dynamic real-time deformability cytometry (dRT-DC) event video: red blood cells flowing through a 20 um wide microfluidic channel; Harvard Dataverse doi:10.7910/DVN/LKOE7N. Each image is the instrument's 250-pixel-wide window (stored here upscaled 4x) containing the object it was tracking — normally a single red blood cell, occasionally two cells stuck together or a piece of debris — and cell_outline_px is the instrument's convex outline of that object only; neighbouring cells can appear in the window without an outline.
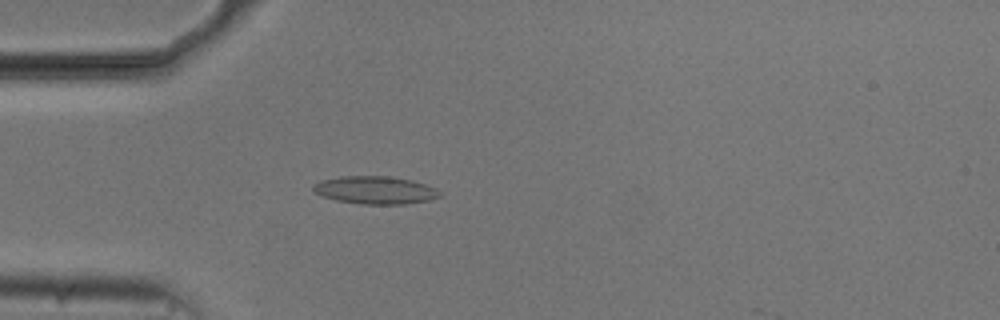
{"species": "common noctule bat (a hibernating species)", "species_latin": "Nyctalus noctula", "temperature_condition": "cold", "stored_images_in_passage": 52, "camera_frame_rate_fps": 3000, "um_per_image_px": 0.085, "animal": {"sex": "male", "body_mass_g": 20.5, "forearm_length_mm": 52.5}, "frame": {"image": 1, "passage_image": 14, "time_ms": 4.333, "image_size_px": [1000, 320], "cell_outline_px": [[440, 196], [428, 200], [404, 204], [360, 204], [336, 200], [320, 196], [312, 192], [312, 184], [320, 180], [340, 176], [388, 176], [412, 180], [436, 188], [440, 192]], "centroid_in_image_um": [31.82, 16.15], "position_along_channel_um": 53.2, "area_um2": 20.63}}
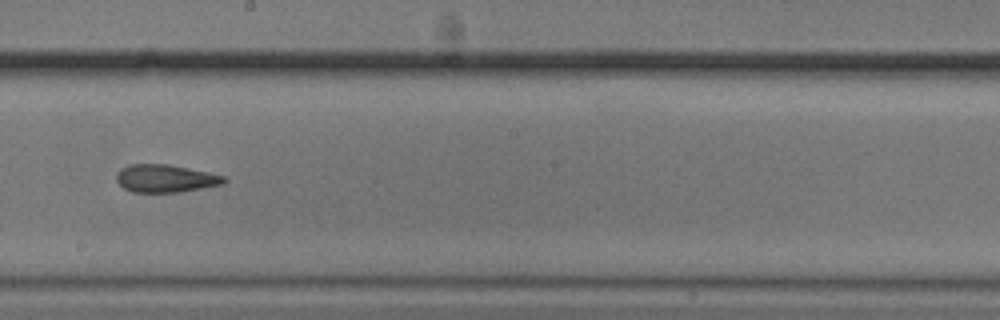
{"frame": {"image": 2, "passage_image": 29, "time_ms": 9.333, "image_size_px": [1000, 320], "cell_outline_px": [[228, 180], [224, 184], [180, 192], [132, 192], [124, 188], [116, 180], [116, 172], [120, 168], [128, 164], [168, 164], [208, 172], [224, 176]], "centroid_in_image_um": [14.05, 15.16], "position_along_channel_um": 234.2, "area_um2": 17.51}}
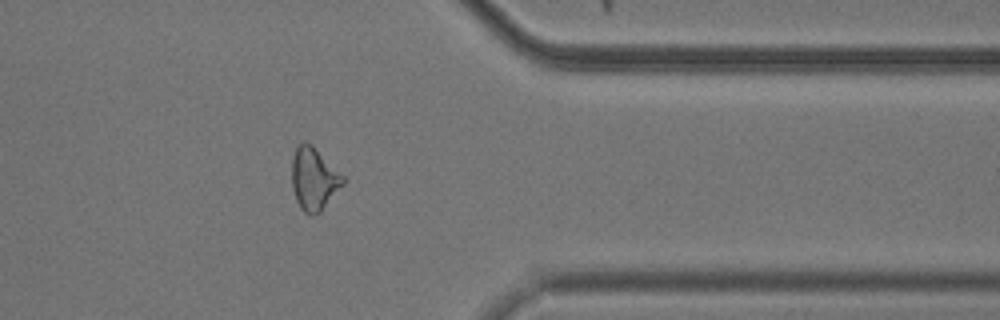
{"frame": {"image": 3, "passage_image": 42, "time_ms": 13.667, "image_size_px": [1000, 320], "cell_outline_px": [[344, 184], [320, 212], [312, 216], [308, 216], [300, 208], [296, 200], [292, 188], [292, 160], [296, 148], [304, 140], [312, 144], [344, 176]], "centroid_in_image_um": [26.68, 15.22], "position_along_channel_um": 384.7, "area_um2": 18.73}, "authors_computed_cell_mechanics": {"area_um2": 18.8139, "velocity_mm_per_s": 3.7624, "shape_relaxation_time_tau1_ms": null, "shape_relaxation_time_tau2_ms": 3.8648, "deformation_change_tau1": null, "deformation_change_tau2": 0.12}}